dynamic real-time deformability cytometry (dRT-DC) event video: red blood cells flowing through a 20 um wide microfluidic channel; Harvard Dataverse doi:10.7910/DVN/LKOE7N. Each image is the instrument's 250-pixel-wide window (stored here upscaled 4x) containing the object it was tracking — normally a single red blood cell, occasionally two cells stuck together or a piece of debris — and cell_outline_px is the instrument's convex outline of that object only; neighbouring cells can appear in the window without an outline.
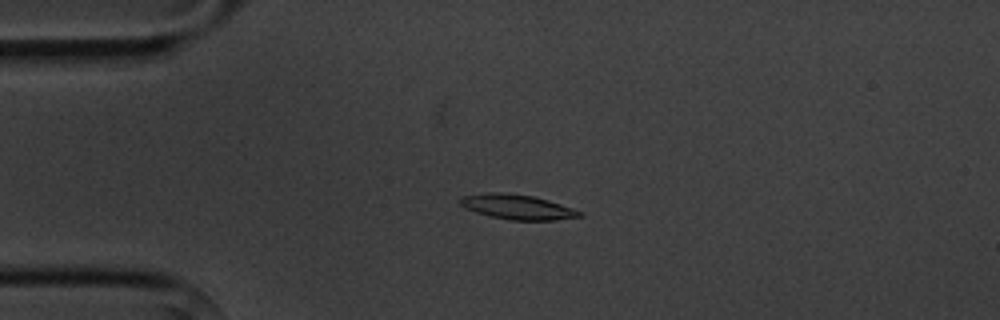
{"species": "common noctule bat (a hibernating species)", "species_latin": "Nyctalus noctula", "temperature_condition": "cold", "stored_images_in_passage": 4, "camera_frame_rate_fps": 3000, "um_per_image_px": 0.085, "animal": {"sex": "male", "body_mass_g": 20.1, "forearm_length_mm": 53.5}, "frame": {"image": 1, "passage_image": 3, "time_ms": 2.333, "image_size_px": [1000, 320], "cell_outline_px": [[584, 216], [556, 220], [508, 220], [476, 212], [464, 208], [460, 204], [460, 196], [492, 192], [532, 196], [548, 200], [584, 212]], "centroid_in_image_um": [43.99, 17.6], "position_along_channel_um": 41.0, "area_um2": 17.11}}